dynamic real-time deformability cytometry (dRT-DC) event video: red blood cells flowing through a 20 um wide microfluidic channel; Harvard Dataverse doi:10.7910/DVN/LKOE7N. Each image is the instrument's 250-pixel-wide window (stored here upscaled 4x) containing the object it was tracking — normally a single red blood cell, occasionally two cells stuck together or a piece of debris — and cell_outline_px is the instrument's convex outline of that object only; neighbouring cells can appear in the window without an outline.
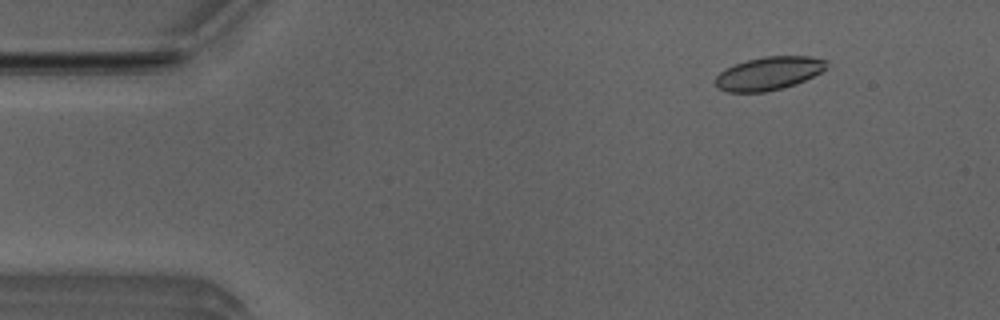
{"species": "Egyptian fruit bat (a non-hibernating species)", "species_latin": "Rousettus aegyptiacus", "temperature_condition": "room temperature", "stored_images_in_passage": 5, "camera_frame_rate_fps": 3000, "um_per_image_px": 0.085, "animal": {"sex": "male"}, "frame": {"image": 1, "passage_image": 2, "time_ms": 0.333, "image_size_px": [1000, 320], "cell_outline_px": [[828, 68], [796, 84], [764, 92], [728, 92], [720, 88], [716, 84], [716, 76], [720, 72], [736, 64], [748, 60], [764, 56], [812, 56], [828, 60]], "centroid_in_image_um": [65.4, 6.22], "position_along_channel_um": 19.6, "area_um2": 21.33}}